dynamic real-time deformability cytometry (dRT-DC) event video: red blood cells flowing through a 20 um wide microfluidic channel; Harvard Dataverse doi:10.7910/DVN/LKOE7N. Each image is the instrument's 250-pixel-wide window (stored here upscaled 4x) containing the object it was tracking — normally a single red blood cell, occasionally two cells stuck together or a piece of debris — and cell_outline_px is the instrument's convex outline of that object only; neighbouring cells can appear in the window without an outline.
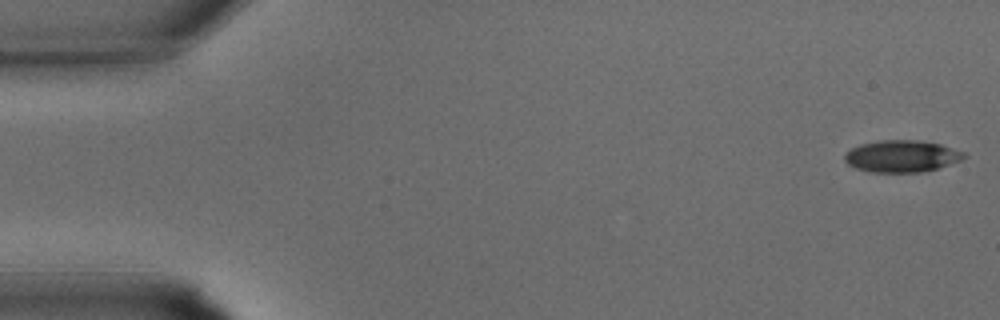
{"species": "common noctule bat (a hibernating species)", "species_latin": "Nyctalus noctula", "temperature_condition": "warm", "stored_images_in_passage": 7, "camera_frame_rate_fps": 3000, "um_per_image_px": 0.085, "animal": {"sex": "male", "body_mass_g": 15.6}, "frame": {"image": 1, "passage_image": 1, "time_ms": 0.0, "image_size_px": [1000, 320], "cell_outline_px": [[968, 156], [960, 160], [936, 168], [920, 172], [868, 172], [856, 168], [848, 164], [844, 160], [844, 156], [852, 148], [860, 144], [880, 140], [920, 140], [940, 144], [964, 152]], "centroid_in_image_um": [76.63, 13.27], "position_along_channel_um": 8.4, "area_um2": 22.02}}